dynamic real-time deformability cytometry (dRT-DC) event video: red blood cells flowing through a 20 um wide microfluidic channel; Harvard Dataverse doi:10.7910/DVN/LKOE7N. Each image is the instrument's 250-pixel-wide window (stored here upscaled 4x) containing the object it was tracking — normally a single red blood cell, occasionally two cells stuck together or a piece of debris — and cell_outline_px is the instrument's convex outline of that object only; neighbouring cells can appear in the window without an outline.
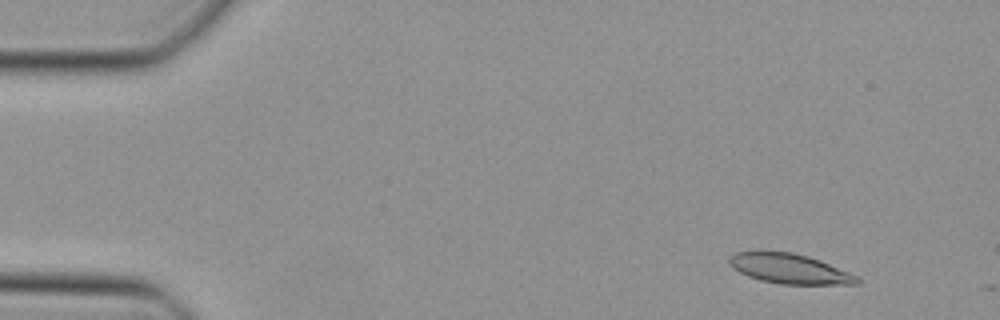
{"species": "Egyptian fruit bat (a non-hibernating species)", "species_latin": "Rousettus aegyptiacus", "temperature_condition": "cold", "stored_images_in_passage": 44, "camera_frame_rate_fps": 3000, "um_per_image_px": 0.085, "animal": {"sex": "female"}, "frame": {"image": 1, "passage_image": 5, "time_ms": 1.333, "image_size_px": [1000, 320], "cell_outline_px": [[860, 284], [780, 284], [760, 280], [748, 276], [732, 268], [728, 260], [736, 252], [752, 248], [756, 248], [792, 252], [808, 256], [820, 260], [860, 276]], "centroid_in_image_um": [67.07, 22.8], "position_along_channel_um": 17.9, "area_um2": 23.0}}
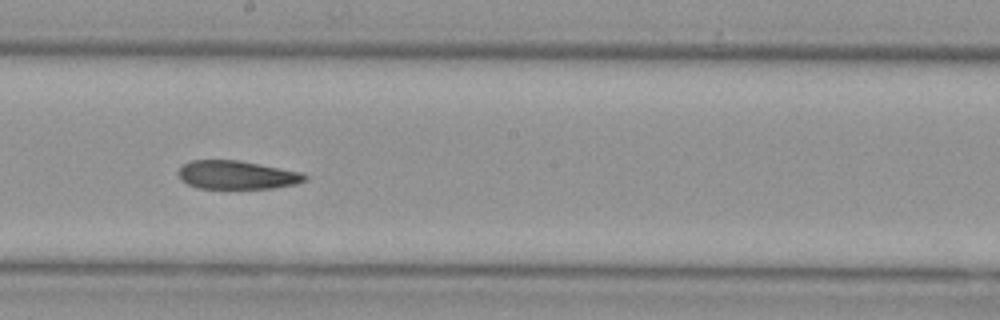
{"frame": {"image": 2, "passage_image": 27, "time_ms": 8.667, "image_size_px": [1000, 320], "cell_outline_px": [[308, 176], [304, 180], [296, 184], [272, 188], [196, 188], [180, 180], [176, 172], [184, 164], [192, 160], [240, 160], [300, 172]], "centroid_in_image_um": [20.08, 14.87], "position_along_channel_um": 228.1, "area_um2": 20.92}}
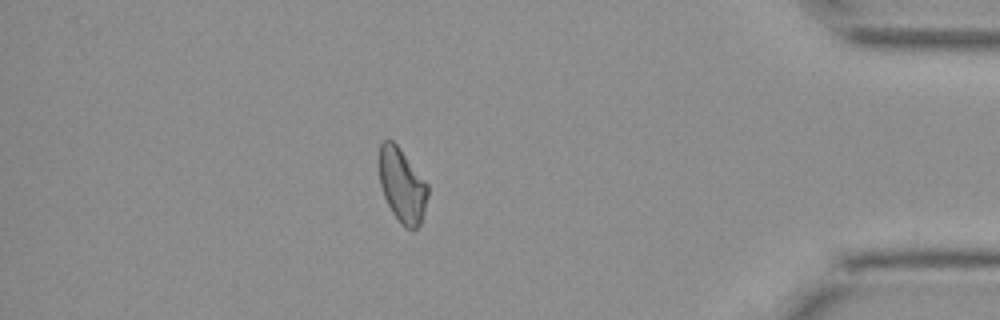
{"frame": {"image": 3, "passage_image": 42, "time_ms": 13.667, "image_size_px": [1000, 320], "cell_outline_px": [[428, 196], [424, 212], [420, 224], [412, 232], [404, 228], [400, 224], [392, 212], [384, 196], [380, 184], [376, 160], [380, 144], [384, 140], [392, 140], [400, 148], [428, 184]], "centroid_in_image_um": [34.14, 15.75], "position_along_channel_um": 401.1, "area_um2": 21.56}}